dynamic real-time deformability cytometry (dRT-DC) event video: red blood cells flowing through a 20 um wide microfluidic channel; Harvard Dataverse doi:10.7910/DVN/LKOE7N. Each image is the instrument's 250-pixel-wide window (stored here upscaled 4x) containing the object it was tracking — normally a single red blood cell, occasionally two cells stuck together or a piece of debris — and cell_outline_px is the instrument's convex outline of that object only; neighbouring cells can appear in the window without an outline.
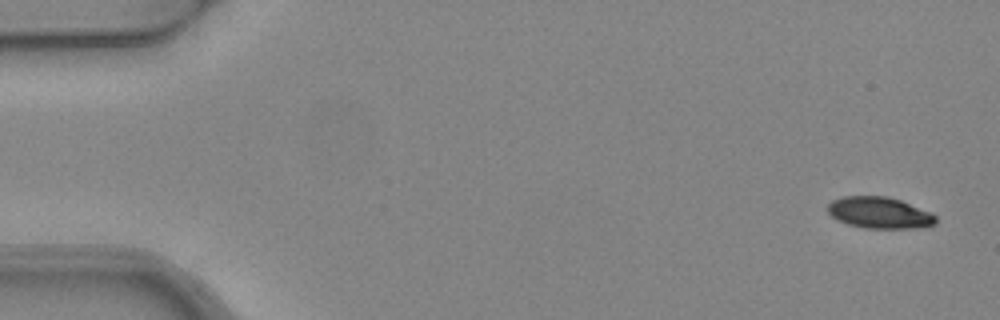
{"species": "common noctule bat (a hibernating species)", "species_latin": "Nyctalus noctula", "temperature_condition": "warm", "stored_images_in_passage": 6, "segment_of_instrument_passage": [2, 2], "camera_frame_rate_fps": 3000, "um_per_image_px": 0.085, "animal": {"sex": "female", "body_mass_g": 24.6, "forearm_length_mm": 56.2}, "frame": {"image": 1, "passage_image": 6, "time_ms": 1.667, "image_size_px": [1000, 320], "cell_outline_px": [[936, 224], [916, 228], [864, 228], [848, 224], [836, 220], [828, 212], [828, 204], [832, 200], [844, 196], [888, 196], [900, 200], [932, 212], [936, 216]], "centroid_in_image_um": [74.76, 18.08], "position_along_channel_um": 10.2, "area_um2": 19.88}}